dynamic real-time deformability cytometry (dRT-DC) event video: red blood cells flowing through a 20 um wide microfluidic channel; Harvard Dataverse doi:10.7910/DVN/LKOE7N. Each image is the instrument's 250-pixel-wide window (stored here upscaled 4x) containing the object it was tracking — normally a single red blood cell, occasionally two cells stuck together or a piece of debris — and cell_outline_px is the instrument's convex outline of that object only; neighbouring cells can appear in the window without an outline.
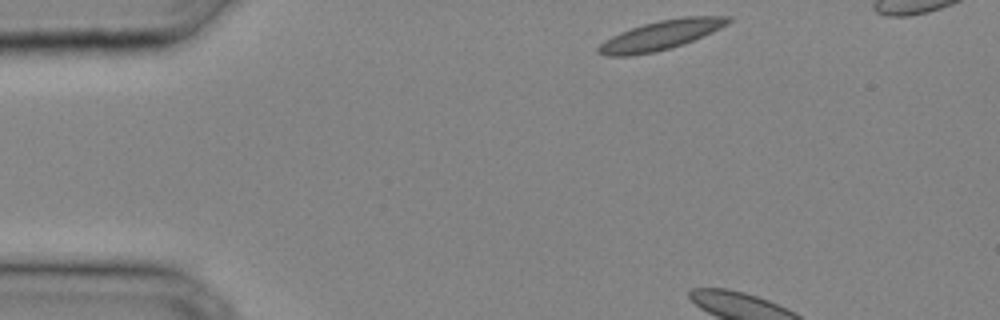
{"species": "common noctule bat (a hibernating species)", "species_latin": "Nyctalus noctula", "temperature_condition": "cold", "stored_images_in_passage": 3, "camera_frame_rate_fps": 3000, "um_per_image_px": 0.085, "animal": {"sex": "male", "body_mass_g": 20.4}, "frame": {"image": 1, "passage_image": 1, "time_ms": 0.0, "image_size_px": [1000, 320], "cell_outline_px": [[732, 20], [728, 24], [712, 32], [684, 44], [672, 48], [656, 52], [632, 56], [604, 56], [596, 52], [596, 48], [604, 40], [620, 32], [644, 24], [660, 20], [680, 16], [732, 16]], "centroid_in_image_um": [56.16, 3.0], "position_along_channel_um": 28.8, "area_um2": 22.43}}